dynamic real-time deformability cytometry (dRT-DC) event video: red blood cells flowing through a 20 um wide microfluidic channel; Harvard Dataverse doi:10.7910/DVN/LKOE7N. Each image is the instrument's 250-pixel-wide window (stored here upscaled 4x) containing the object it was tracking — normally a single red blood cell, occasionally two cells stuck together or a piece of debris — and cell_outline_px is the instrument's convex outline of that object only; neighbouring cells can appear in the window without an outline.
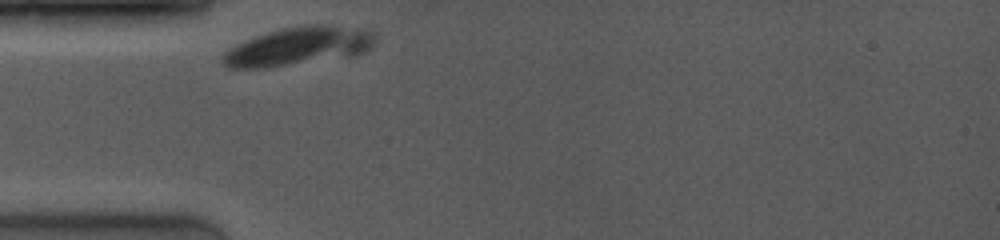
{"species": "common noctule bat (a hibernating species)", "species_latin": "Nyctalus noctula", "temperature_condition": "room temperature", "stored_images_in_passage": 2, "camera_frame_rate_fps": 4000, "um_per_image_px": 0.085, "animal": {"sex": "female", "body_mass_g": 19.0, "forearm_length_mm": 53.3}, "frame": {"image": 1, "passage_image": 1, "time_ms": 0.0, "image_size_px": [1000, 240], "cell_outline_px": [[376, 40], [372, 48], [356, 56], [268, 68], [228, 68], [220, 60], [220, 56], [224, 52], [256, 36], [268, 32], [284, 28], [312, 24], [320, 24], [372, 32], [376, 36]], "centroid_in_image_um": [25.38, 3.97], "position_along_channel_um": 59.6, "area_um2": 33.76}}